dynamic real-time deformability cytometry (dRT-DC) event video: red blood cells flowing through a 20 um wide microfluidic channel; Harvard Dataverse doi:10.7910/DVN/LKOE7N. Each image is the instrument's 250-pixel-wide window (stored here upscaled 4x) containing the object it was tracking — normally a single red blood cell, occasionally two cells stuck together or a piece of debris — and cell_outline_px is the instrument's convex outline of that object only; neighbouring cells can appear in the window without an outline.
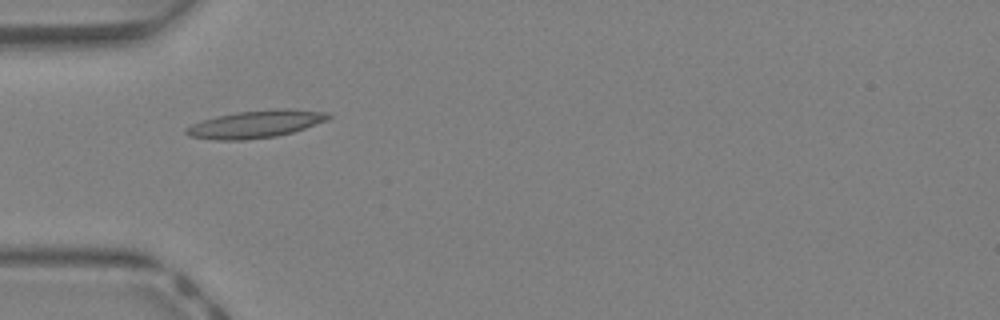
{"species": "Egyptian fruit bat (a non-hibernating species)", "species_latin": "Rousettus aegyptiacus", "temperature_condition": "warm", "stored_images_in_passage": 30, "camera_frame_rate_fps": 3000, "um_per_image_px": 0.085, "animal": {"sex": "female"}, "frame": {"image": 1, "passage_image": 1, "time_ms": 0.0, "image_size_px": [1000, 320], "cell_outline_px": [[332, 116], [328, 120], [292, 132], [276, 136], [244, 140], [216, 140], [188, 136], [184, 132], [184, 128], [192, 124], [216, 116], [236, 112], [276, 108], [288, 108], [328, 112]], "centroid_in_image_um": [21.73, 10.54], "position_along_channel_um": 63.3, "area_um2": 22.89}}
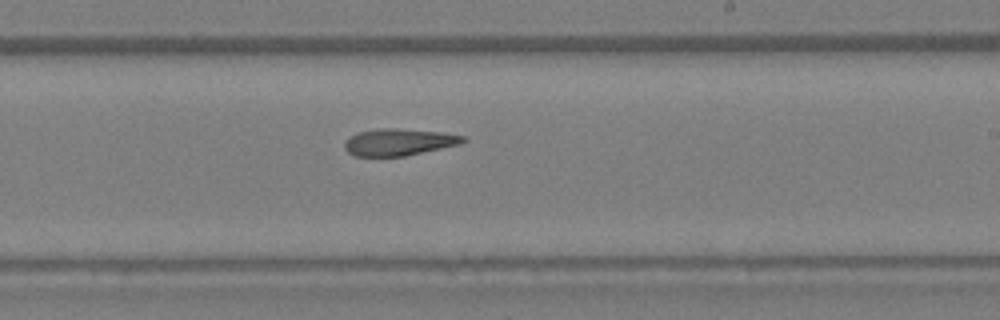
{"frame": {"image": 2, "passage_image": 13, "time_ms": 4.0, "image_size_px": [1000, 320], "cell_outline_px": [[468, 140], [460, 144], [404, 156], [356, 156], [348, 152], [344, 148], [344, 140], [360, 132], [380, 128], [396, 128], [440, 132], [464, 136]], "centroid_in_image_um": [33.9, 12.08], "position_along_channel_um": 255.1, "area_um2": 18.38}}
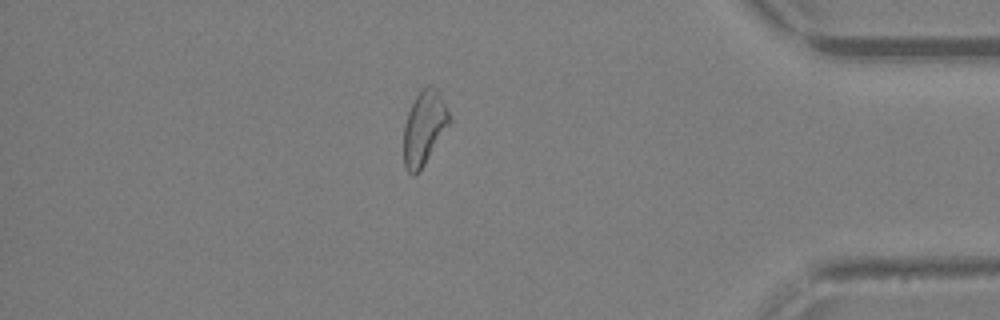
{"frame": {"image": 3, "passage_image": 24, "time_ms": 7.667, "image_size_px": [1000, 320], "cell_outline_px": [[452, 120], [424, 164], [412, 176], [404, 168], [404, 124], [408, 112], [416, 96], [428, 84], [432, 84], [436, 88], [452, 116]], "centroid_in_image_um": [36.06, 10.84], "position_along_channel_um": 399.1, "area_um2": 19.48}, "authors_computed_cell_mechanics": {"area_um2": 19.5075, "velocity_mm_per_s": 4.8599, "shape_relaxation_time_tau1_ms": null, "shape_relaxation_time_tau2_ms": 7.9132, "deformation_change_tau1": null, "deformation_change_tau2": 0.2294}}